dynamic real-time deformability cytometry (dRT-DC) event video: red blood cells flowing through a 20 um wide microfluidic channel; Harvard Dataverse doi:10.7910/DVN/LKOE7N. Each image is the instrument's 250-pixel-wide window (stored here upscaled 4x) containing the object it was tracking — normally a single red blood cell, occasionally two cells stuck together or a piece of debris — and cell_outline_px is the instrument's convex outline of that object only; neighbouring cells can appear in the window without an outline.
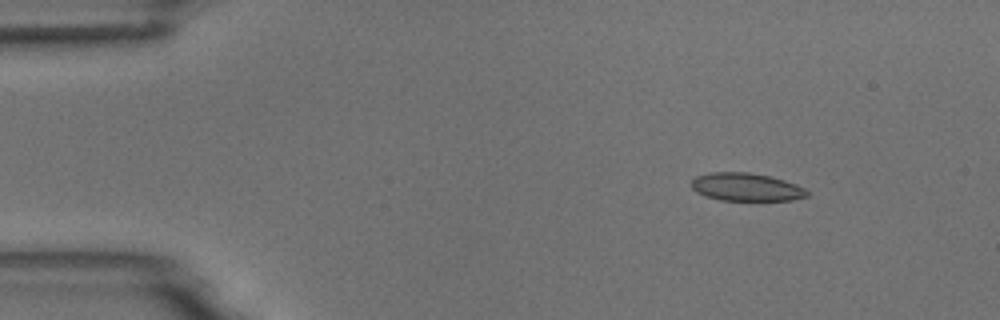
{"species": "common noctule bat (a hibernating species)", "species_latin": "Nyctalus noctula", "temperature_condition": "room temperature", "stored_images_in_passage": 7, "camera_frame_rate_fps": 3000, "um_per_image_px": 0.085, "animal": {"sex": "male", "body_mass_g": 18.8}, "frame": {"image": 1, "passage_image": 3, "time_ms": 2.0, "image_size_px": [1000, 320], "cell_outline_px": [[808, 196], [792, 200], [720, 200], [704, 196], [696, 192], [692, 188], [692, 180], [696, 176], [712, 172], [748, 172], [768, 176], [784, 180], [796, 184], [804, 188], [808, 192]], "centroid_in_image_um": [63.41, 15.9], "position_along_channel_um": 21.6, "area_um2": 18.79}}
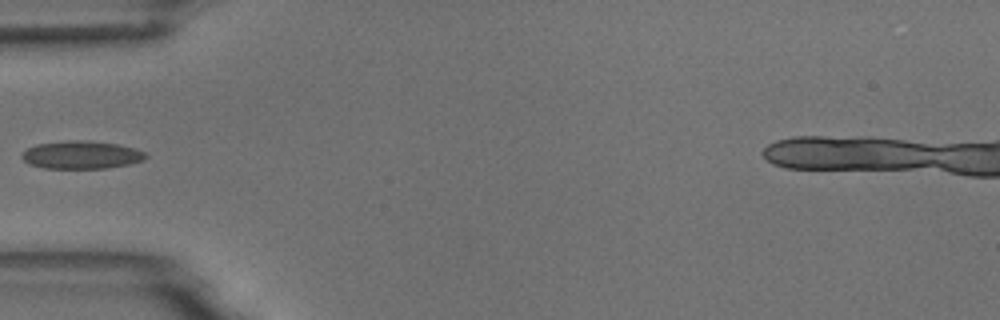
{"frame": {"image": 2, "passage_image": 6, "time_ms": 5.667, "image_size_px": [1000, 320], "cell_outline_px": [[148, 156], [144, 160], [128, 164], [108, 168], [44, 168], [28, 164], [20, 156], [28, 148], [36, 144], [72, 140], [88, 140], [116, 144], [136, 148], [144, 152]], "centroid_in_image_um": [6.92, 13.16], "position_along_channel_um": 78.1, "area_um2": 20.11}}